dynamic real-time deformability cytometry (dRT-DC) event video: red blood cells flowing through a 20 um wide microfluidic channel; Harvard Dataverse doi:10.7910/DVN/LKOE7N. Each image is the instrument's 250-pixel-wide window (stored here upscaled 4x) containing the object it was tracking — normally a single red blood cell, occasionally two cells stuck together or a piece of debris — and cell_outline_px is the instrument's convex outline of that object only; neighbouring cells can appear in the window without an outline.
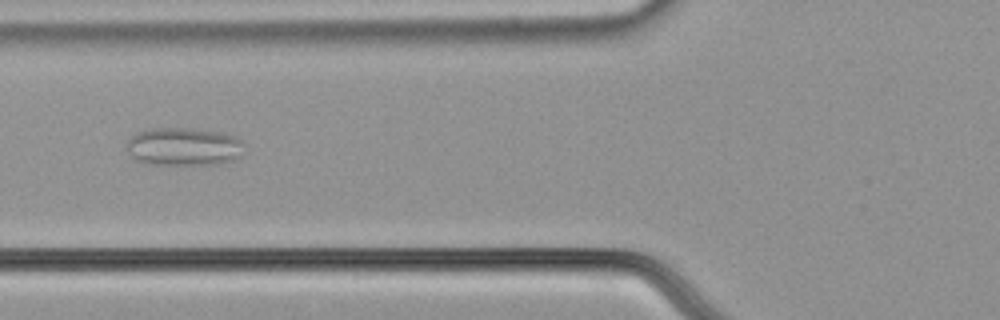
{"species": "common noctule bat (a hibernating species)", "species_latin": "Nyctalus noctula", "temperature_condition": "cold", "stored_images_in_passage": 57, "camera_frame_rate_fps": 3000, "um_per_image_px": 0.085, "animal": {"sex": "male", "body_mass_g": 21.5, "forearm_length_mm": 52.0}, "frame": {"image": 1, "passage_image": 23, "time_ms": 7.333, "image_size_px": [1000, 320], "cell_outline_px": [[244, 144], [240, 156], [232, 160], [220, 164], [148, 164], [132, 160], [128, 148], [128, 140], [136, 132], [152, 128], [192, 128], [220, 132], [236, 136]], "centroid_in_image_um": [15.61, 12.46], "position_along_channel_um": 110.2, "area_um2": 26.24}}
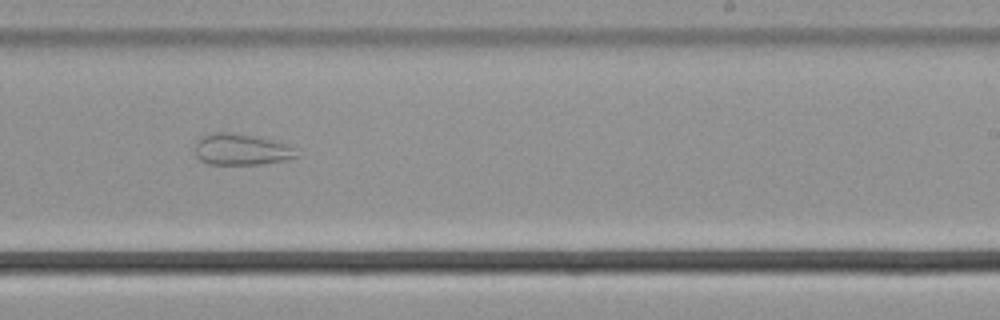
{"frame": {"image": 2, "passage_image": 36, "time_ms": 11.667, "image_size_px": [1000, 320], "cell_outline_px": [[296, 156], [288, 160], [260, 164], [208, 164], [200, 160], [196, 156], [196, 144], [200, 136], [212, 132], [228, 132], [256, 136], [272, 140], [284, 144], [292, 148]], "centroid_in_image_um": [20.44, 12.7], "position_along_channel_um": 268.6, "area_um2": 18.32}}
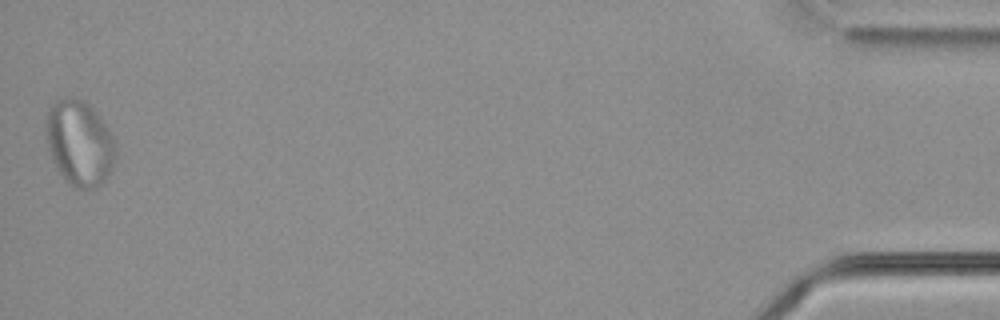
{"frame": {"image": 3, "passage_image": 57, "time_ms": 18.667, "image_size_px": [1000, 320], "cell_outline_px": [[116, 156], [112, 168], [108, 176], [100, 184], [92, 188], [76, 188], [64, 180], [56, 168], [52, 160], [44, 132], [48, 108], [52, 104], [68, 96], [72, 96], [84, 100], [96, 112], [108, 128], [116, 140]], "centroid_in_image_um": [6.75, 12.15], "position_along_channel_um": 428.4, "area_um2": 35.03}}